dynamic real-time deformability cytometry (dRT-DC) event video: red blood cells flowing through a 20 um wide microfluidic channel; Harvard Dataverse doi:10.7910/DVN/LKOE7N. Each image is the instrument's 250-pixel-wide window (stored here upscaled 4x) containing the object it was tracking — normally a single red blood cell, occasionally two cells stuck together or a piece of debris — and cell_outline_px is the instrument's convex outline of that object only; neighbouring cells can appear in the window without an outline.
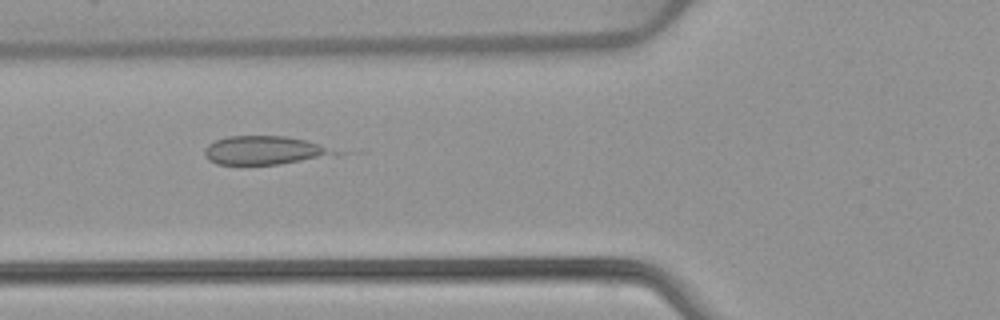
{"species": "common noctule bat (a hibernating species)", "species_latin": "Nyctalus noctula", "temperature_condition": "warm", "stored_images_in_passage": 53, "camera_frame_rate_fps": 3000, "um_per_image_px": 0.085, "animal": {"sex": "female", "body_mass_g": 22.7, "forearm_length_mm": 54.2}, "frame": {"image": 1, "passage_image": 20, "time_ms": 6.333, "image_size_px": [1000, 320], "cell_outline_px": [[344, 152], [340, 156], [280, 164], [216, 164], [208, 160], [204, 156], [204, 148], [208, 144], [216, 140], [228, 136], [284, 136], [304, 140]], "centroid_in_image_um": [22.55, 12.79], "position_along_channel_um": 103.3, "area_um2": 22.02}}
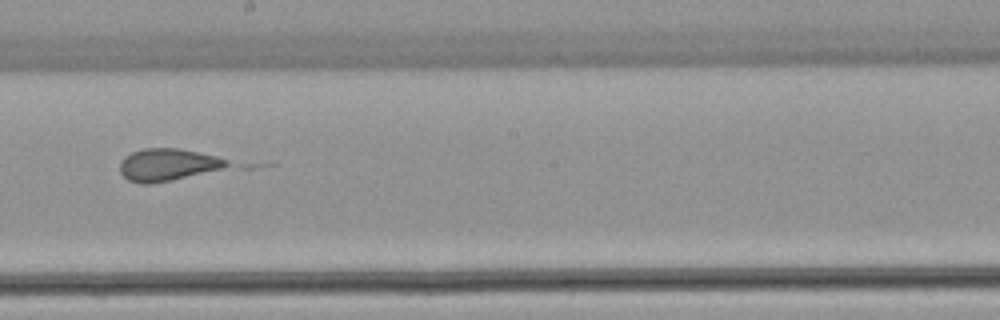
{"frame": {"image": 2, "passage_image": 30, "time_ms": 9.667, "image_size_px": [1000, 320], "cell_outline_px": [[276, 164], [256, 168], [152, 184], [140, 184], [128, 180], [120, 172], [120, 160], [124, 156], [132, 152], [144, 148], [176, 148]], "centroid_in_image_um": [15.2, 14.03], "position_along_channel_um": 233.0, "area_um2": 24.74}}
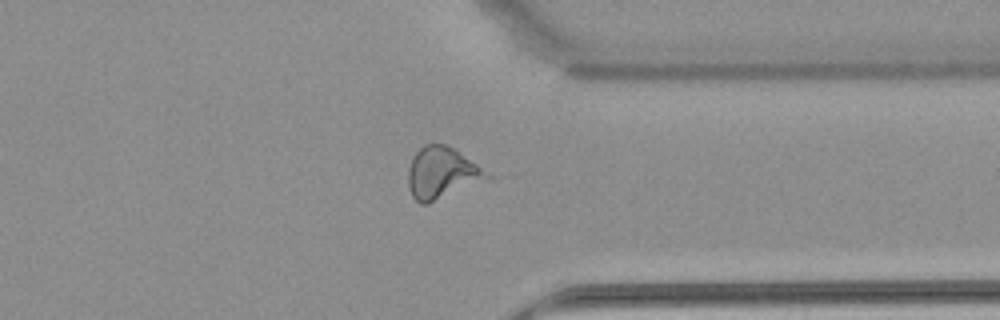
{"frame": {"image": 3, "passage_image": 41, "time_ms": 13.333, "image_size_px": [1000, 320], "cell_outline_px": [[496, 176], [492, 180], [428, 204], [420, 204], [412, 196], [408, 184], [408, 168], [416, 152], [424, 144], [444, 144], [452, 148]], "centroid_in_image_um": [37.64, 14.75], "position_along_channel_um": 373.8, "area_um2": 24.22}}